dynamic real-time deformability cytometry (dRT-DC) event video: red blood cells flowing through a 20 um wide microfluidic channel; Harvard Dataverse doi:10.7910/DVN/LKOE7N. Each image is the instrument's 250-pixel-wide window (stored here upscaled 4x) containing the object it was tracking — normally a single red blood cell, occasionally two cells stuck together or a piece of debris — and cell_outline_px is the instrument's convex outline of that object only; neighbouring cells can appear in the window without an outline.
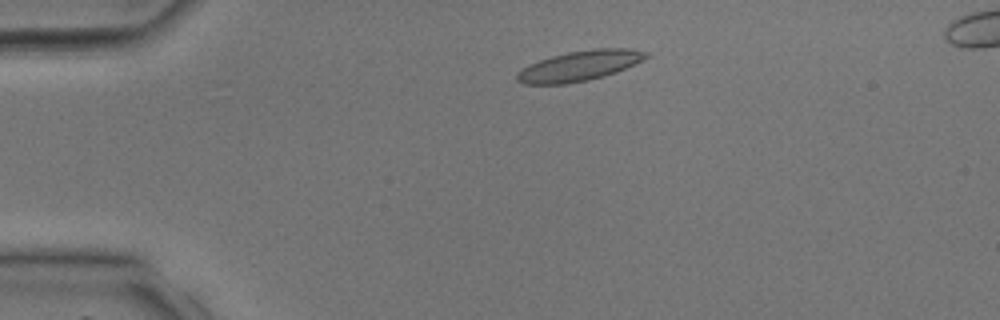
{"species": "common noctule bat (a hibernating species)", "species_latin": "Nyctalus noctula", "temperature_condition": "room temperature", "stored_images_in_passage": 32, "camera_frame_rate_fps": 3000, "um_per_image_px": 0.085, "animal": {"sex": "male", "body_mass_g": 17.9, "forearm_length_mm": 54.2}, "frame": {"image": 1, "passage_image": 2, "time_ms": 0.333, "image_size_px": [1000, 320], "cell_outline_px": [[648, 56], [616, 72], [604, 76], [588, 80], [568, 84], [524, 84], [516, 80], [516, 72], [520, 68], [528, 64], [552, 56], [568, 52], [596, 48], [628, 48], [648, 52]], "centroid_in_image_um": [49.18, 5.6], "position_along_channel_um": 35.8, "area_um2": 22.6}}
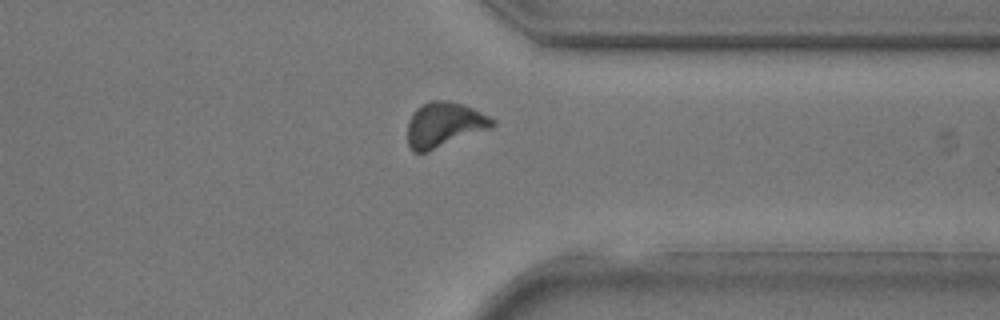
{"frame": {"image": 2, "passage_image": 24, "time_ms": 7.667, "image_size_px": [1000, 320], "cell_outline_px": [[496, 124], [492, 128], [428, 152], [412, 152], [408, 144], [408, 120], [412, 112], [416, 108], [432, 100], [448, 100], [464, 104], [496, 120]], "centroid_in_image_um": [37.76, 10.6], "position_along_channel_um": 373.6, "area_um2": 22.43}}
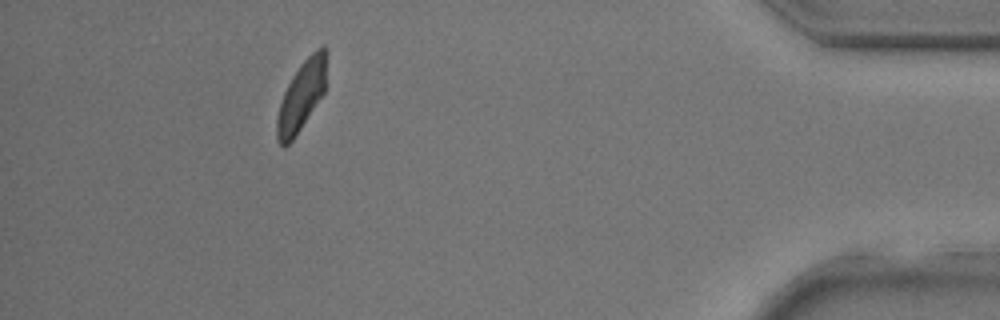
{"frame": {"image": 3, "passage_image": 29, "time_ms": 9.333, "image_size_px": [1000, 320], "cell_outline_px": [[328, 52], [324, 92], [292, 140], [284, 148], [276, 140], [276, 120], [280, 104], [284, 92], [292, 76], [300, 64], [320, 44], [324, 44]], "centroid_in_image_um": [25.64, 8.08], "position_along_channel_um": 409.6, "area_um2": 20.11}}